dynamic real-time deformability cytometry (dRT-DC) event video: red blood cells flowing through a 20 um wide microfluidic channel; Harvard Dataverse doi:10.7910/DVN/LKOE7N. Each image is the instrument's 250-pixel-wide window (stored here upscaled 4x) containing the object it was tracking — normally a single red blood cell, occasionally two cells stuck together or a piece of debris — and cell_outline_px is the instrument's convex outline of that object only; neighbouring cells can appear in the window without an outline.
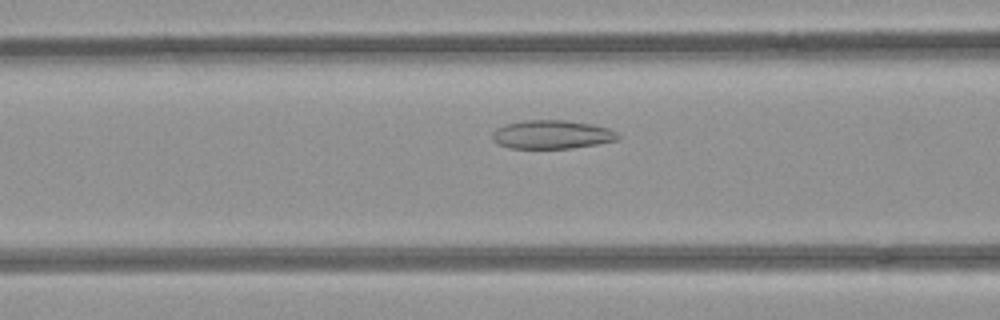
{"species": "common noctule bat (a hibernating species)", "species_latin": "Nyctalus noctula", "temperature_condition": "room temperature", "stored_images_in_passage": 50, "camera_frame_rate_fps": 3000, "um_per_image_px": 0.085, "animal": {"sex": "female", "body_mass_g": 21.9}, "frame": {"image": 1, "passage_image": 19, "time_ms": 6.0, "image_size_px": [1000, 320], "cell_outline_px": [[620, 136], [616, 140], [596, 144], [572, 148], [508, 148], [496, 144], [492, 140], [492, 132], [496, 128], [508, 124], [524, 120], [568, 120], [592, 124], [608, 128], [616, 132]], "centroid_in_image_um": [46.87, 11.43], "position_along_channel_um": 119.7, "area_um2": 20.98}}
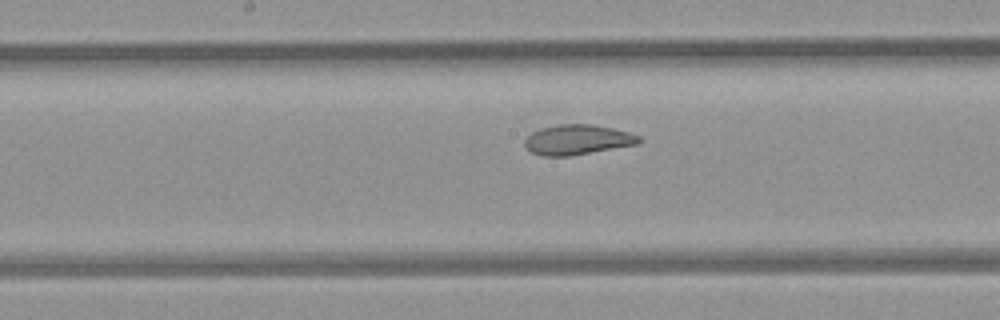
{"frame": {"image": 2, "passage_image": 25, "time_ms": 8.0, "image_size_px": [1000, 320], "cell_outline_px": [[644, 140], [640, 144], [572, 156], [544, 156], [532, 152], [524, 144], [524, 140], [532, 132], [540, 128], [560, 124], [592, 124], [612, 128], [628, 132], [640, 136]], "centroid_in_image_um": [49.14, 11.88], "position_along_channel_um": 199.1, "area_um2": 20.17}}
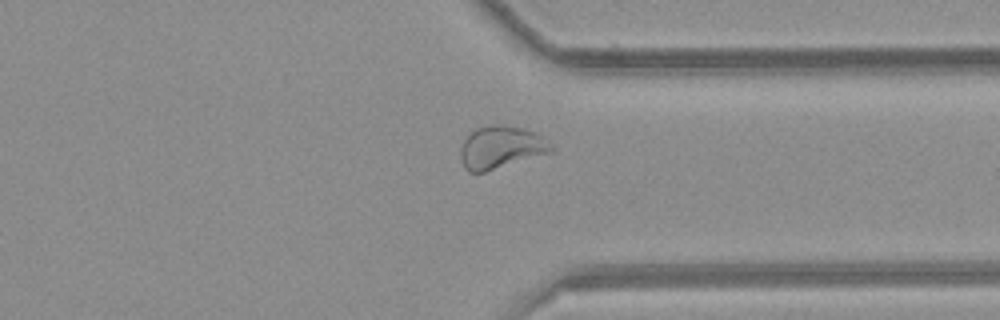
{"frame": {"image": 3, "passage_image": 38, "time_ms": 12.333, "image_size_px": [1000, 320], "cell_outline_px": [[556, 148], [552, 152], [484, 172], [468, 172], [464, 168], [460, 156], [460, 148], [468, 132], [476, 128], [492, 124], [496, 124], [520, 128], [532, 132], [540, 136], [552, 144]], "centroid_in_image_um": [42.54, 12.53], "position_along_channel_um": 368.9, "area_um2": 22.43}, "authors_computed_cell_mechanics": {"area_um2": 24.3627, "velocity_mm_per_s": 3.946, "shape_relaxation_time_tau1_ms": null, "shape_relaxation_time_tau2_ms": 1.8154, "deformation_change_tau1": null, "deformation_change_tau2": 0.0641}}